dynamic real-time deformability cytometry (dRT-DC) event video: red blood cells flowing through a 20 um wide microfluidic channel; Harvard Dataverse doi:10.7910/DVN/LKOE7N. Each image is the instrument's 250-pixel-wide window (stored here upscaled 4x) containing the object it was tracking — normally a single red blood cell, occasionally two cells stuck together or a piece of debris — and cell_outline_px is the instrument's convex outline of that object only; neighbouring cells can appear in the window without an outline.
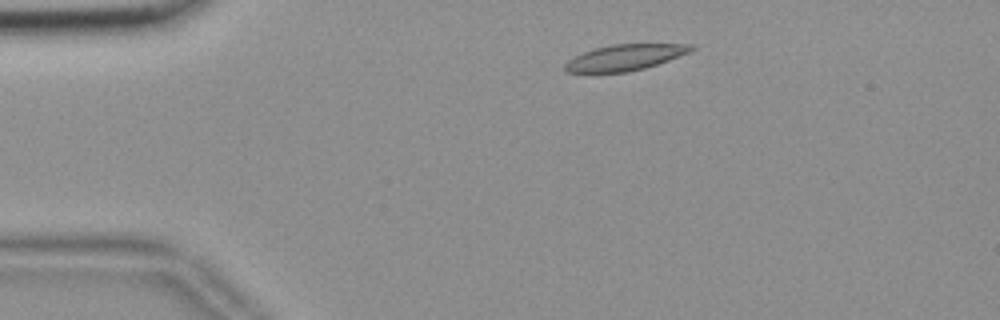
{"species": "common noctule bat (a hibernating species)", "species_latin": "Nyctalus noctula", "temperature_condition": "room temperature", "stored_images_in_passage": 46, "camera_frame_rate_fps": 3000, "um_per_image_px": 0.085, "animal": {"sex": "female", "body_mass_g": 18.4}, "frame": {"image": 1, "passage_image": 1, "time_ms": 0.0, "image_size_px": [1000, 320], "cell_outline_px": [[696, 48], [688, 52], [668, 60], [644, 68], [628, 72], [568, 72], [564, 68], [564, 64], [568, 60], [584, 52], [596, 48], [612, 44], [696, 44]], "centroid_in_image_um": [53.13, 4.87], "position_along_channel_um": 31.9, "area_um2": 18.79}}
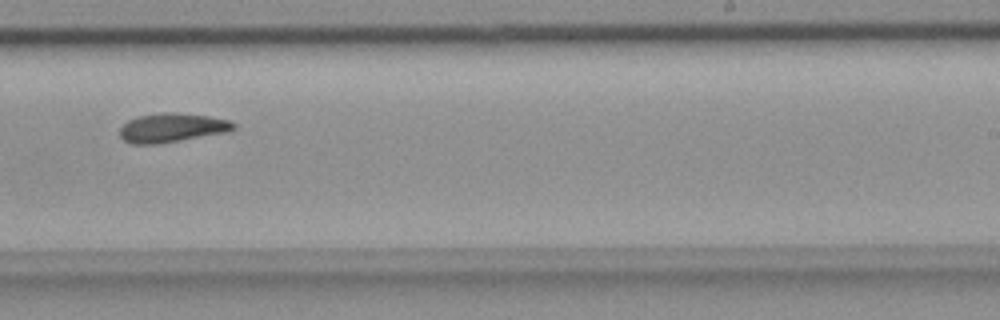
{"frame": {"image": 2, "passage_image": 25, "time_ms": 8.0, "image_size_px": [1000, 320], "cell_outline_px": [[236, 128], [224, 132], [160, 144], [132, 144], [124, 140], [120, 136], [120, 128], [128, 120], [136, 116], [164, 112], [180, 112], [208, 116], [228, 120], [236, 124]], "centroid_in_image_um": [14.58, 10.85], "position_along_channel_um": 274.4, "area_um2": 19.25}}
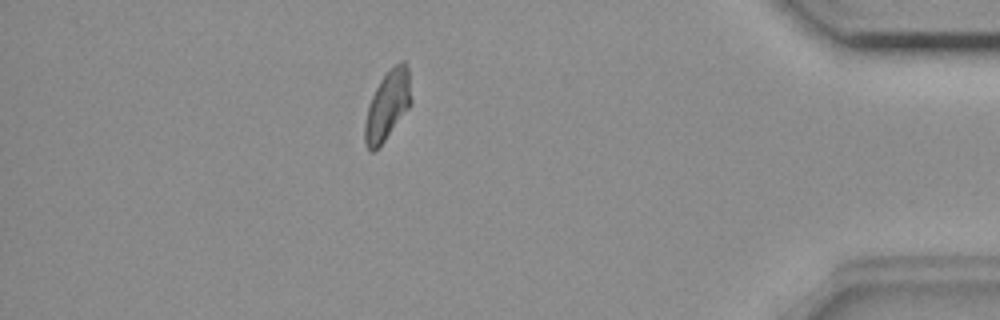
{"frame": {"image": 3, "passage_image": 39, "time_ms": 12.667, "image_size_px": [1000, 320], "cell_outline_px": [[412, 104], [384, 140], [372, 152], [368, 152], [364, 144], [364, 124], [368, 104], [380, 80], [400, 60], [404, 60], [408, 68], [412, 100]], "centroid_in_image_um": [32.93, 8.97], "position_along_channel_um": 402.3, "area_um2": 18.61}, "authors_computed_cell_mechanics": {"area_um2": 18.9873, "velocity_mm_per_s": 3.6409, "shape_relaxation_time_tau1_ms": null, "shape_relaxation_time_tau2_ms": 7.1183, "deformation_change_tau1": null, "deformation_change_tau2": 0.1511}}